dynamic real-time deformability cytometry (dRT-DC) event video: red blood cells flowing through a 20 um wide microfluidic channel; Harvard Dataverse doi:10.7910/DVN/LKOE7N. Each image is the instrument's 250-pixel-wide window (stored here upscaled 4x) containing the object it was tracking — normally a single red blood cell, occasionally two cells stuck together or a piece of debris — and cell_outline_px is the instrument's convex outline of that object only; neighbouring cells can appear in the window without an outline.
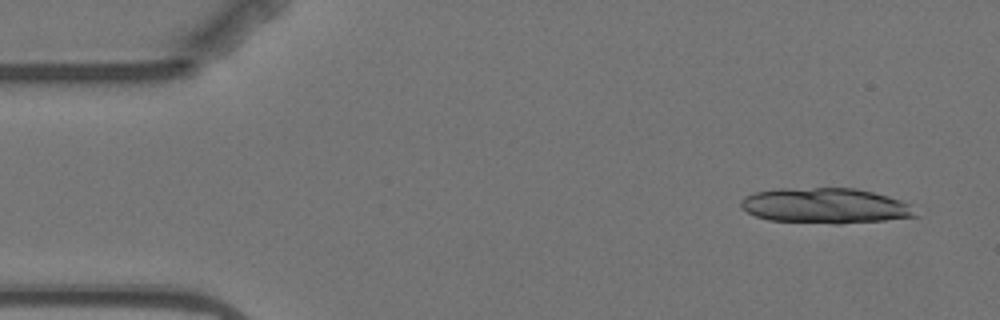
{"species": "Egyptian fruit bat (a non-hibernating species)", "species_latin": "Rousettus aegyptiacus", "temperature_condition": "warm", "stored_images_in_passage": 4, "camera_frame_rate_fps": 3000, "um_per_image_px": 0.085, "animal": {"sex": "female"}, "frame": {"image": 1, "passage_image": 1, "time_ms": 0.0, "image_size_px": [1000, 320], "cell_outline_px": [[920, 216], [884, 220], [840, 224], [836, 224], [768, 220], [756, 216], [740, 208], [740, 200], [744, 196], [756, 192], [780, 188], [856, 188], [888, 196], [900, 200], [908, 204]], "centroid_in_image_um": [70.12, 17.49], "position_along_channel_um": 14.9, "area_um2": 36.07}}